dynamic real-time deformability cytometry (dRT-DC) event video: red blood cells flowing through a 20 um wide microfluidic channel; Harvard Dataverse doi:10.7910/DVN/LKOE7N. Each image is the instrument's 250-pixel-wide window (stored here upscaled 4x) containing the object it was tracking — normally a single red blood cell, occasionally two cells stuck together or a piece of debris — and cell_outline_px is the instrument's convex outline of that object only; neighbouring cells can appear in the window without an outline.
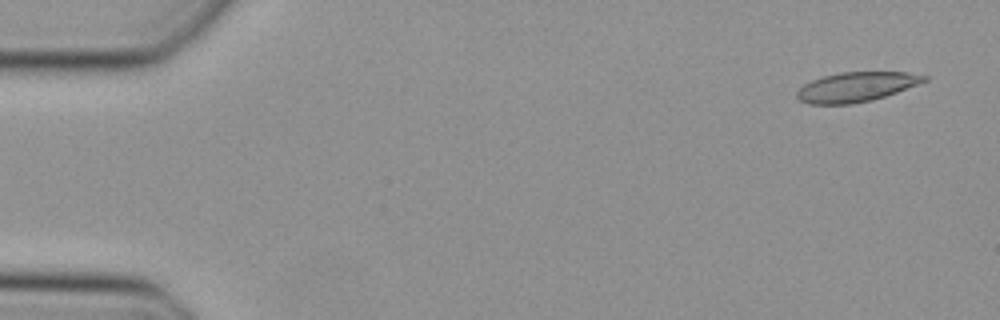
{"species": "Egyptian fruit bat (a non-hibernating species)", "species_latin": "Rousettus aegyptiacus", "temperature_condition": "cold", "stored_images_in_passage": 49, "camera_frame_rate_fps": 3000, "um_per_image_px": 0.085, "animal": {"sex": "female"}, "frame": {"image": 1, "passage_image": 3, "time_ms": 0.667, "image_size_px": [1000, 320], "cell_outline_px": [[928, 80], [896, 92], [872, 100], [852, 104], [808, 104], [800, 100], [796, 96], [796, 92], [804, 84], [812, 80], [824, 76], [840, 72], [908, 72], [928, 76]], "centroid_in_image_um": [72.77, 7.39], "position_along_channel_um": 12.2, "area_um2": 21.85}}
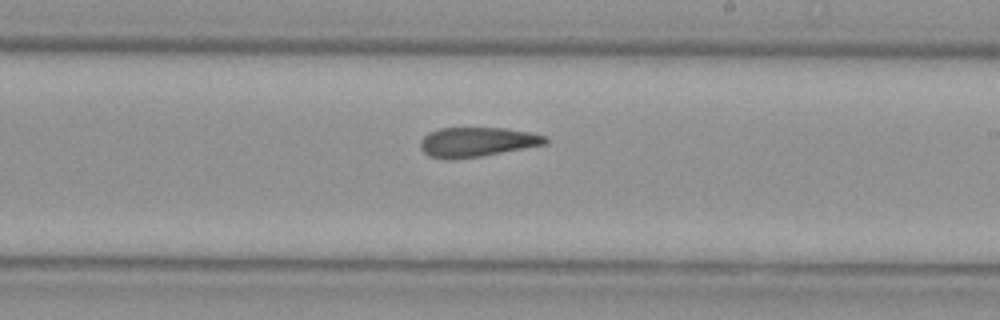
{"frame": {"image": 2, "passage_image": 29, "time_ms": 9.333, "image_size_px": [1000, 320], "cell_outline_px": [[548, 144], [480, 156], [452, 160], [448, 160], [428, 156], [420, 148], [420, 140], [428, 132], [440, 128], [504, 128], [528, 132], [548, 136]], "centroid_in_image_um": [40.53, 12.07], "position_along_channel_um": 248.5, "area_um2": 21.68}}
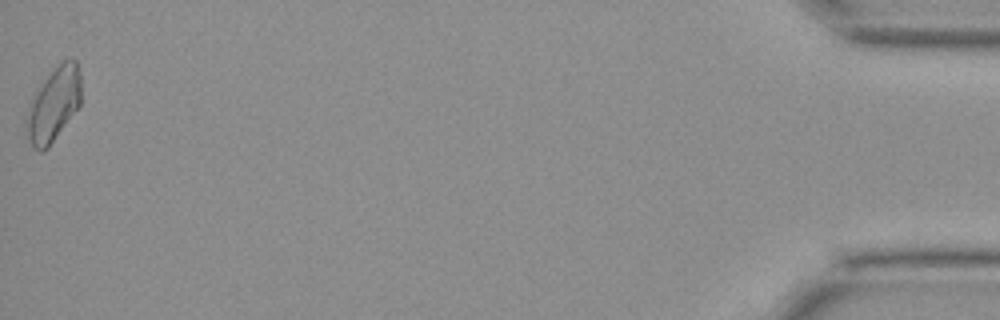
{"frame": {"image": 3, "passage_image": 49, "time_ms": 16.0, "image_size_px": [1000, 320], "cell_outline_px": [[80, 104], [48, 148], [40, 152], [28, 140], [28, 120], [32, 104], [40, 88], [56, 64], [64, 60], [76, 60], [80, 72]], "centroid_in_image_um": [4.63, 8.86], "position_along_channel_um": 430.6, "area_um2": 22.2}}